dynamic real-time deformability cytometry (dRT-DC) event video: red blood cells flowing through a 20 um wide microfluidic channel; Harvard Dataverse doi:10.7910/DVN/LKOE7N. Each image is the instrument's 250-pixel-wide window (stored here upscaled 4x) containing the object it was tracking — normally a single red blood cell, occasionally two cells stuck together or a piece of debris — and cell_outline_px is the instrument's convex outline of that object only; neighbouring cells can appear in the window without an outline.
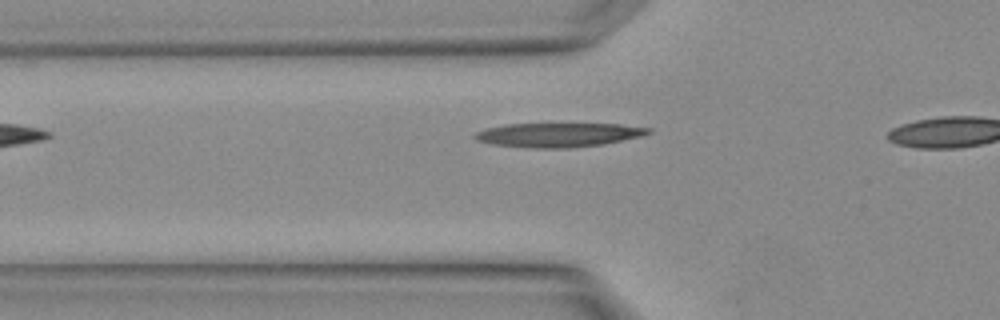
{"species": "Egyptian fruit bat (a non-hibernating species)", "species_latin": "Rousettus aegyptiacus", "temperature_condition": "warm", "stored_images_in_passage": 4, "camera_frame_rate_fps": 3000, "um_per_image_px": 0.085, "animal": {"sex": "female"}, "frame": {"image": 1, "passage_image": 2, "time_ms": 0.333, "image_size_px": [1000, 320], "cell_outline_px": [[652, 132], [640, 136], [604, 144], [572, 148], [532, 148], [492, 144], [476, 140], [472, 136], [476, 132], [484, 128], [504, 124], [620, 124], [652, 128]], "centroid_in_image_um": [47.43, 11.46], "position_along_channel_um": 78.4, "area_um2": 24.51}}